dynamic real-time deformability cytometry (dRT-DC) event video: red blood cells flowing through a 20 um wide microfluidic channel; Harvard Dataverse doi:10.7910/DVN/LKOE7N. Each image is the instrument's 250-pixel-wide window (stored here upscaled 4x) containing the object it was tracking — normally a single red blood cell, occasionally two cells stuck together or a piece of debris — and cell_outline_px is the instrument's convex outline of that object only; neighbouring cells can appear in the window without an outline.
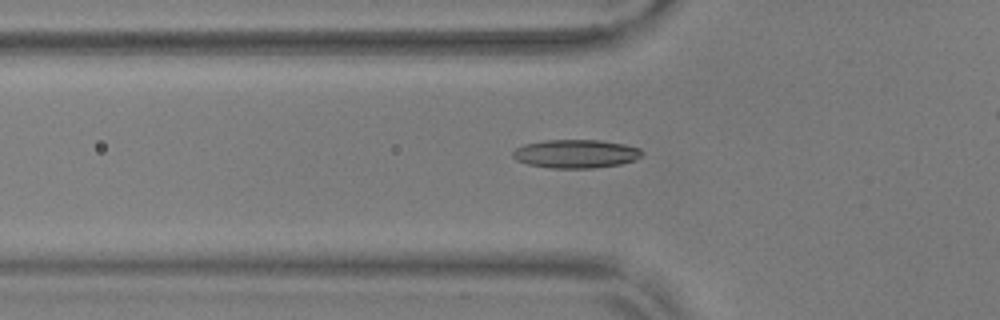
{"species": "common noctule bat (a hibernating species)", "species_latin": "Nyctalus noctula", "temperature_condition": "warm", "stored_images_in_passage": 52, "camera_frame_rate_fps": 3000, "um_per_image_px": 0.085, "animal": {"sex": "male", "body_mass_g": 17.9, "forearm_length_mm": 54.2}, "frame": {"image": 1, "passage_image": 19, "time_ms": 6.0, "image_size_px": [1000, 320], "cell_outline_px": [[644, 152], [636, 160], [620, 164], [592, 168], [548, 168], [528, 164], [516, 160], [512, 156], [512, 152], [516, 148], [524, 144], [544, 140], [600, 140], [624, 144], [640, 148]], "centroid_in_image_um": [48.94, 13.07], "position_along_channel_um": 76.9, "area_um2": 21.56}}
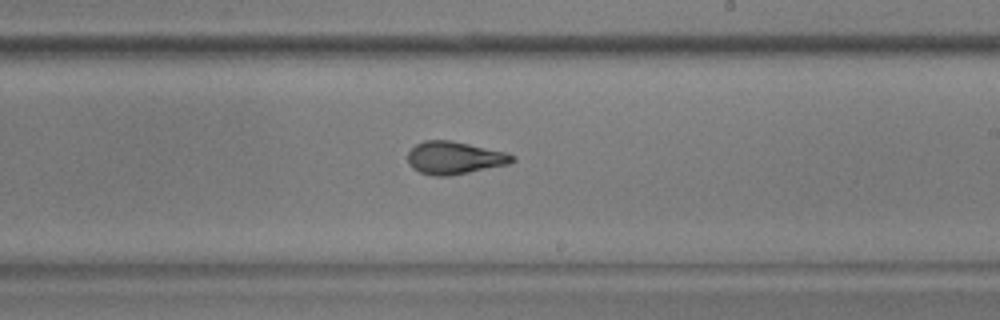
{"frame": {"image": 2, "passage_image": 33, "time_ms": 10.667, "image_size_px": [1000, 320], "cell_outline_px": [[516, 160], [508, 164], [448, 176], [432, 176], [420, 172], [412, 168], [408, 164], [408, 152], [416, 144], [424, 140], [452, 140], [508, 152], [516, 156]], "centroid_in_image_um": [38.64, 13.4], "position_along_channel_um": 250.4, "area_um2": 20.06}}
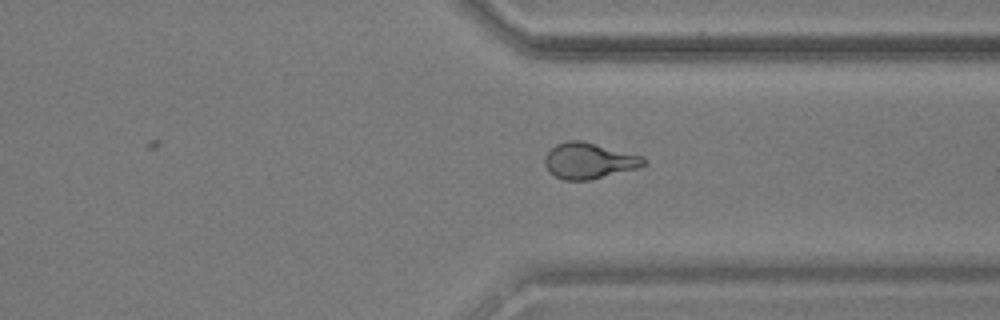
{"frame": {"image": 3, "passage_image": 42, "time_ms": 13.667, "image_size_px": [1000, 320], "cell_outline_px": [[648, 164], [640, 168], [592, 180], [564, 180], [548, 172], [544, 164], [544, 156], [556, 144], [568, 140], [580, 140], [644, 156], [648, 160]], "centroid_in_image_um": [50.11, 13.68], "position_along_channel_um": 361.3, "area_um2": 21.1}, "authors_computed_cell_mechanics": {"area_um2": 19.6231, "velocity_mm_per_s": 3.6998, "shape_relaxation_time_tau1_ms": 8.0745, "shape_relaxation_time_tau2_ms": 1.3055, "deformation_change_tau1": 0.212, "deformation_change_tau2": 0.0877}}